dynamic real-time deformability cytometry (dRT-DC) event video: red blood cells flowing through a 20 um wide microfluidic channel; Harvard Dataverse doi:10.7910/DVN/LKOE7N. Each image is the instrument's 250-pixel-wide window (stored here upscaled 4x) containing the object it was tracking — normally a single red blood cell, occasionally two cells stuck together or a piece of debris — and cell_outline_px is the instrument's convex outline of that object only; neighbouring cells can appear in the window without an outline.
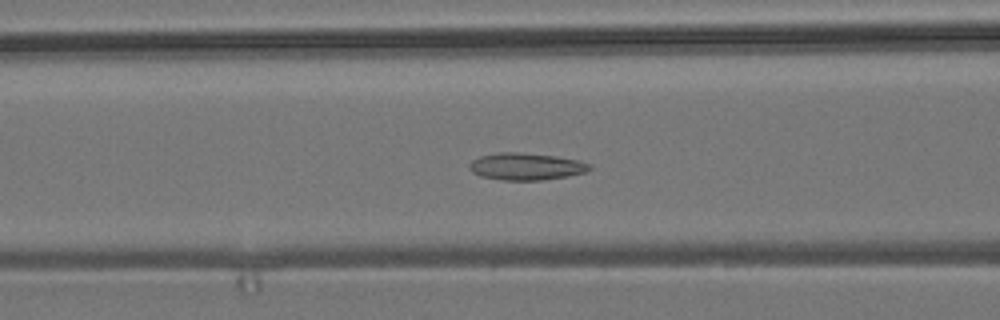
{"species": "common noctule bat (a hibernating species)", "species_latin": "Nyctalus noctula", "temperature_condition": "room temperature", "stored_images_in_passage": 25, "camera_frame_rate_fps": 3000, "um_per_image_px": 0.085, "animal": {"sex": "male", "body_mass_g": 19.2, "forearm_length_mm": 51.8}, "frame": {"image": 1, "passage_image": 21, "time_ms": 6.667, "image_size_px": [1000, 320], "cell_outline_px": [[592, 168], [584, 172], [568, 176], [544, 180], [504, 180], [480, 176], [472, 172], [468, 168], [468, 164], [472, 160], [480, 156], [500, 152], [520, 152], [556, 156], [580, 160], [592, 164]], "centroid_in_image_um": [44.72, 14.14], "position_along_channel_um": 121.9, "area_um2": 19.13}}
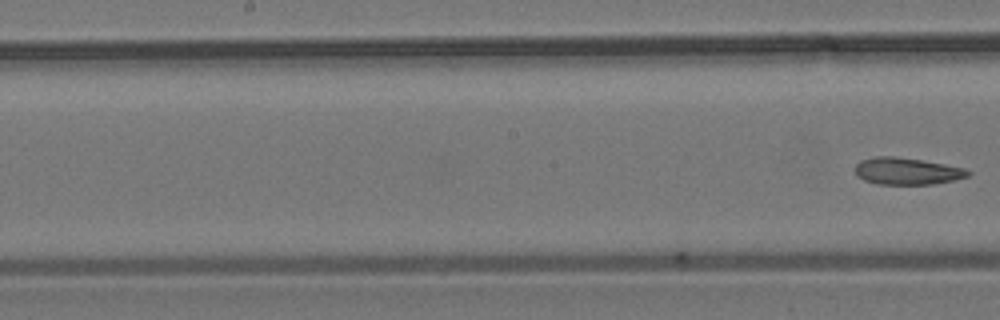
{"frame": {"image": 2, "passage_image": 25, "time_ms": 8.0, "image_size_px": [1000, 320], "cell_outline_px": [[972, 172], [968, 176], [956, 180], [932, 184], [876, 184], [864, 180], [856, 176], [856, 164], [860, 160], [876, 156], [896, 156], [944, 164], [964, 168]], "centroid_in_image_um": [77.08, 14.55], "position_along_channel_um": 171.1, "area_um2": 17.74}}